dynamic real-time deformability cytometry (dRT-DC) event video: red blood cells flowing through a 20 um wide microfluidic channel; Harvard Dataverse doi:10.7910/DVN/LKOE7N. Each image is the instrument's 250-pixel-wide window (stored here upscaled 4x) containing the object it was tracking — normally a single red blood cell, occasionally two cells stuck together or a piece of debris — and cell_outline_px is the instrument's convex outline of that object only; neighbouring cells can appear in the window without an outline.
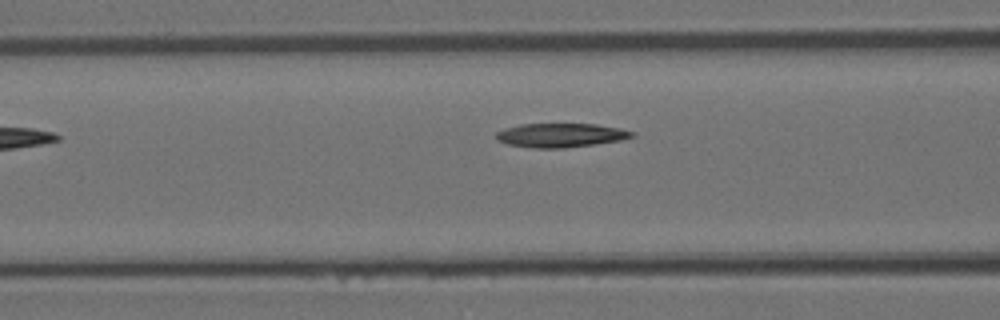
{"species": "Egyptian fruit bat (a non-hibernating species)", "species_latin": "Rousettus aegyptiacus", "temperature_condition": "room temperature", "stored_images_in_passage": 6, "camera_frame_rate_fps": 3000, "um_per_image_px": 0.085, "animal": {"sex": "female"}, "frame": {"image": 1, "passage_image": 4, "time_ms": 1.0, "image_size_px": [1000, 320], "cell_outline_px": [[636, 136], [620, 140], [564, 148], [536, 148], [508, 144], [496, 140], [496, 132], [504, 128], [520, 124], [596, 124], [620, 128], [636, 132]], "centroid_in_image_um": [47.66, 11.49], "position_along_channel_um": 118.9, "area_um2": 18.96}}
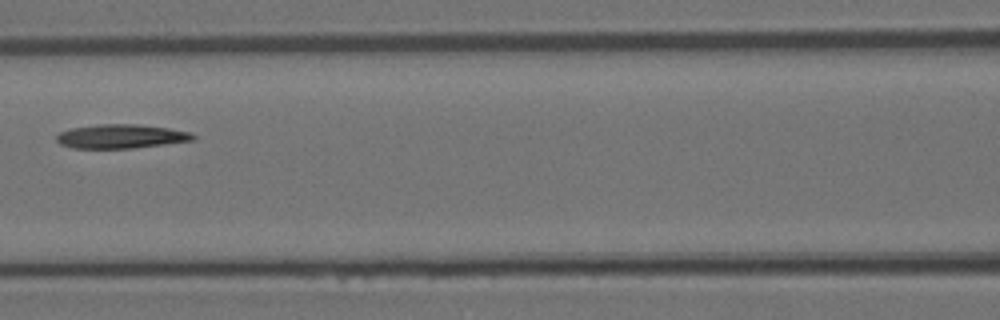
{"frame": {"image": 2, "passage_image": 5, "time_ms": 1.333, "image_size_px": [1000, 320], "cell_outline_px": [[196, 136], [192, 140], [164, 144], [132, 148], [72, 148], [60, 144], [56, 140], [56, 136], [60, 132], [72, 128], [100, 124], [136, 124], [168, 128], [188, 132]], "centroid_in_image_um": [10.24, 11.59], "position_along_channel_um": 156.4, "area_um2": 18.84}}
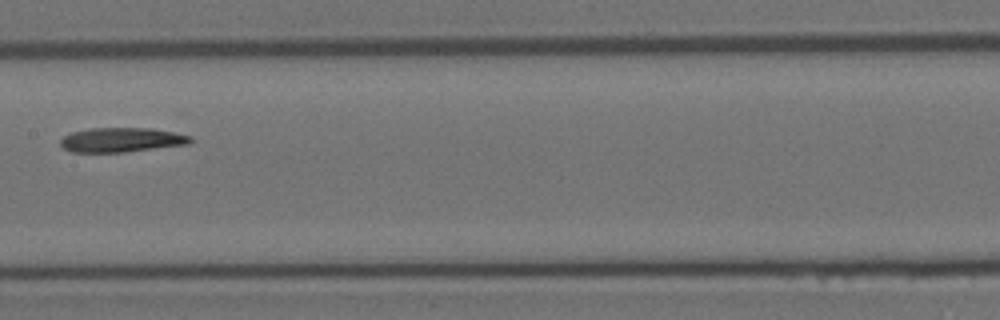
{"frame": {"image": 3, "passage_image": 6, "time_ms": 1.667, "image_size_px": [1000, 320], "cell_outline_px": [[192, 140], [188, 144], [124, 152], [72, 152], [64, 148], [60, 144], [60, 140], [64, 136], [72, 132], [88, 128], [152, 128], [192, 136]], "centroid_in_image_um": [10.31, 11.88], "position_along_channel_um": 197.1, "area_um2": 18.44}}